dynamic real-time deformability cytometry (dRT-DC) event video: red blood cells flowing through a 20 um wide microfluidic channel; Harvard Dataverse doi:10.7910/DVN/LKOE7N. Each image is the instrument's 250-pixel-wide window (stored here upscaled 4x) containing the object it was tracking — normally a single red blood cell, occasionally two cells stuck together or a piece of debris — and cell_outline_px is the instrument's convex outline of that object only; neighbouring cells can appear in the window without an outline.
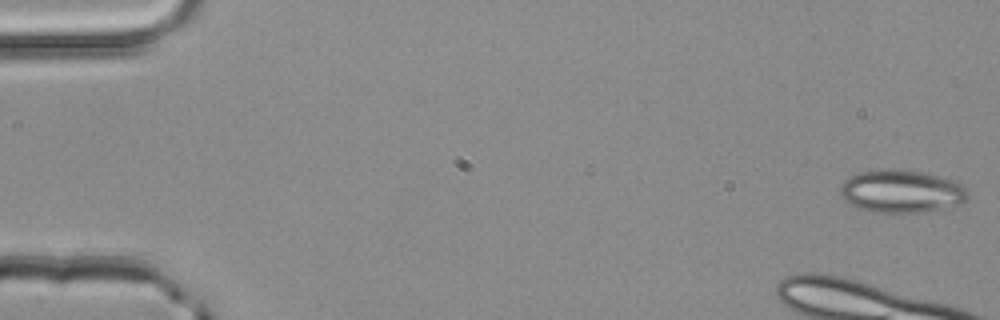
{"species": "common noctule bat (a hibernating species)", "species_latin": "Nyctalus noctula", "temperature_condition": "room temperature", "stored_images_in_passage": 5, "camera_frame_rate_fps": 3000, "um_per_image_px": 0.085, "animal": {"sex": "male", "body_mass_g": 20.4}, "frame": {"image": 1, "passage_image": 1, "time_ms": 0.0, "image_size_px": [1000, 320], "cell_outline_px": [[968, 196], [960, 204], [920, 212], [872, 212], [860, 208], [844, 200], [840, 192], [840, 184], [844, 180], [856, 172], [920, 172], [952, 180], [964, 184], [968, 188]], "centroid_in_image_um": [76.63, 16.3], "position_along_channel_um": 8.4, "area_um2": 30.75}}